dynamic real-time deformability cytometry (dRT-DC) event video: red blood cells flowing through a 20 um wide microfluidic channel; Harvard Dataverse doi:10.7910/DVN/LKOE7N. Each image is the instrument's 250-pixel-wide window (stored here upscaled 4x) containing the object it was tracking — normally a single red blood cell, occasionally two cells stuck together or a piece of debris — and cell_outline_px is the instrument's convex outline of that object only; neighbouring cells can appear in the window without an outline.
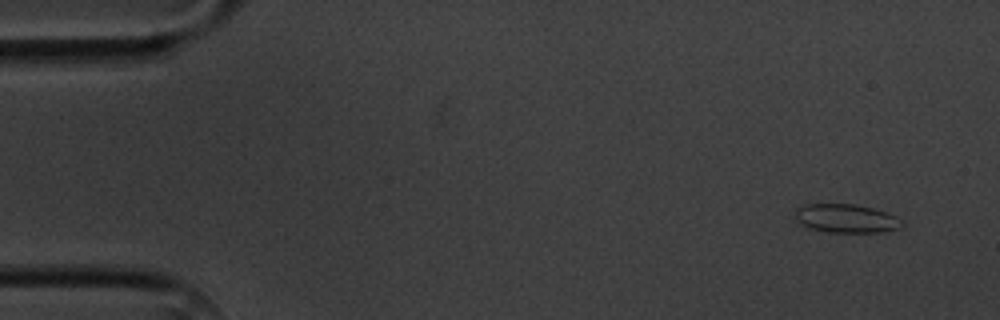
{"species": "common noctule bat (a hibernating species)", "species_latin": "Nyctalus noctula", "temperature_condition": "cold", "stored_images_in_passage": 3, "camera_frame_rate_fps": 3000, "um_per_image_px": 0.085, "animal": {"sex": "male", "body_mass_g": 20.1, "forearm_length_mm": 53.5}, "frame": {"image": 1, "passage_image": 1, "time_ms": 0.0, "image_size_px": [1000, 320], "cell_outline_px": [[904, 224], [900, 228], [884, 232], [828, 232], [808, 228], [800, 224], [796, 220], [796, 208], [804, 204], [852, 204], [872, 208], [896, 216], [904, 220]], "centroid_in_image_um": [71.93, 18.57], "position_along_channel_um": 13.1, "area_um2": 17.92}}